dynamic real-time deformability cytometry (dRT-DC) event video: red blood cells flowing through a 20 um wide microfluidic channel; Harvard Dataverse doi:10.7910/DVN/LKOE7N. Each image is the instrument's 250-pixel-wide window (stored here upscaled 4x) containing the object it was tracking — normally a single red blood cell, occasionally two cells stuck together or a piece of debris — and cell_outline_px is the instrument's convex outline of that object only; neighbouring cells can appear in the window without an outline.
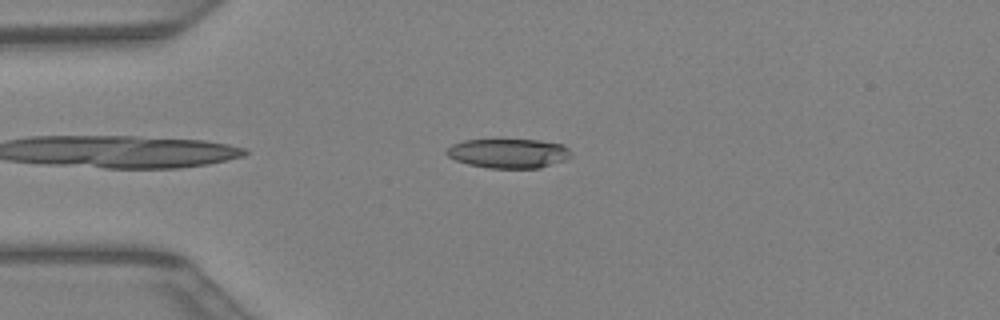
{"species": "Egyptian fruit bat (a non-hibernating species)", "species_latin": "Rousettus aegyptiacus", "temperature_condition": "warm", "stored_images_in_passage": 31, "camera_frame_rate_fps": 3000, "um_per_image_px": 0.085, "animal": {"sex": "female"}, "frame": {"image": 1, "passage_image": 4, "time_ms": 1.0, "image_size_px": [1000, 320], "cell_outline_px": [[572, 156], [564, 160], [540, 168], [488, 168], [468, 164], [456, 160], [448, 156], [444, 152], [452, 144], [464, 140], [540, 140], [564, 144], [572, 152]], "centroid_in_image_um": [43.24, 13.03], "position_along_channel_um": 41.8, "area_um2": 21.39}}
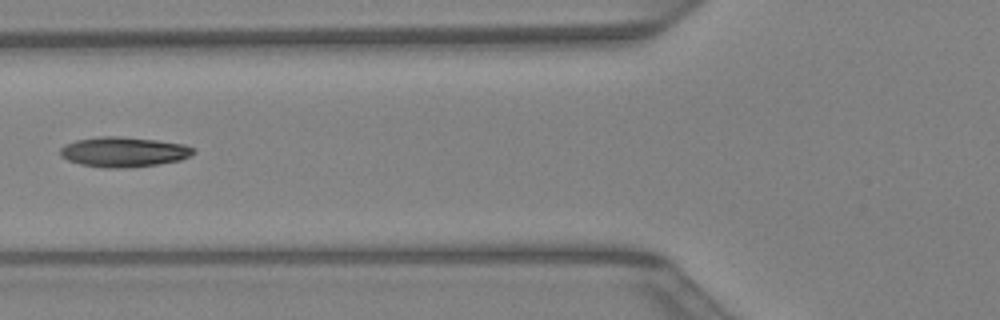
{"frame": {"image": 2, "passage_image": 10, "time_ms": 3.0, "image_size_px": [1000, 320], "cell_outline_px": [[196, 152], [180, 160], [156, 164], [124, 168], [104, 168], [80, 164], [68, 160], [60, 156], [60, 148], [64, 144], [76, 140], [100, 136], [116, 136], [156, 140], [184, 144], [196, 148]], "centroid_in_image_um": [10.49, 12.91], "position_along_channel_um": 115.3, "area_um2": 23.29}}
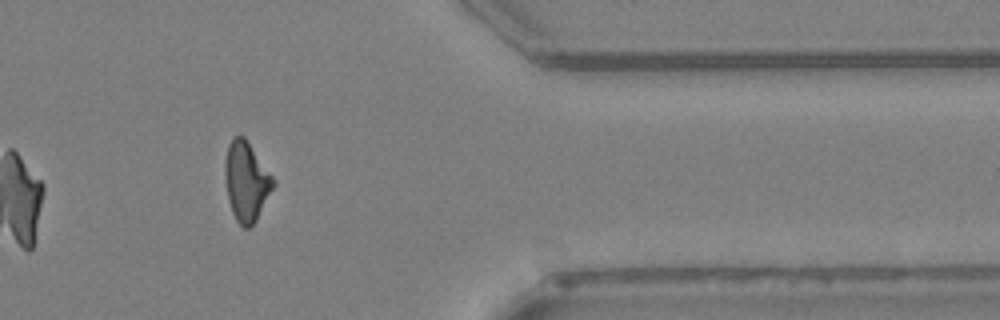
{"frame": {"image": 3, "passage_image": 28, "time_ms": 9.0, "image_size_px": [1000, 320], "cell_outline_px": [[276, 184], [256, 220], [248, 228], [244, 228], [236, 220], [232, 212], [228, 200], [224, 176], [224, 160], [228, 144], [232, 136], [244, 136], [276, 180]], "centroid_in_image_um": [20.93, 15.4], "position_along_channel_um": 390.5, "area_um2": 22.54}}